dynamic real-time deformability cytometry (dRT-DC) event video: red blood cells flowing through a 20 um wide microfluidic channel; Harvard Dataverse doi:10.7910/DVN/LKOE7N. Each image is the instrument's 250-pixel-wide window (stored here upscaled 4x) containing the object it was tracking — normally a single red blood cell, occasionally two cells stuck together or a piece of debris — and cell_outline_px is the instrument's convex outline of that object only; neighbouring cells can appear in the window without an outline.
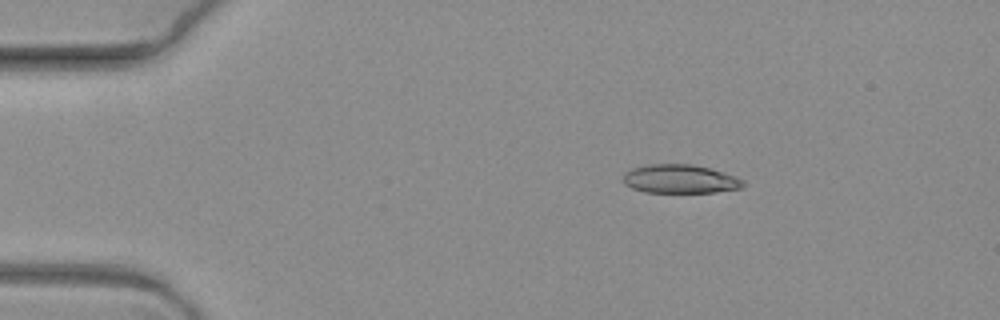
{"species": "common noctule bat (a hibernating species)", "species_latin": "Nyctalus noctula", "temperature_condition": "warm", "stored_images_in_passage": 3, "camera_frame_rate_fps": 3000, "um_per_image_px": 0.085, "animal": {"sex": "female", "body_mass_g": 19.3, "forearm_length_mm": 54.1}, "frame": {"image": 1, "passage_image": 1, "time_ms": 0.0, "image_size_px": [1000, 320], "cell_outline_px": [[744, 184], [740, 188], [716, 192], [644, 192], [632, 188], [624, 184], [624, 172], [632, 168], [648, 164], [692, 164], [724, 172], [736, 176], [744, 180]], "centroid_in_image_um": [57.8, 15.21], "position_along_channel_um": 27.2, "area_um2": 20.06}}